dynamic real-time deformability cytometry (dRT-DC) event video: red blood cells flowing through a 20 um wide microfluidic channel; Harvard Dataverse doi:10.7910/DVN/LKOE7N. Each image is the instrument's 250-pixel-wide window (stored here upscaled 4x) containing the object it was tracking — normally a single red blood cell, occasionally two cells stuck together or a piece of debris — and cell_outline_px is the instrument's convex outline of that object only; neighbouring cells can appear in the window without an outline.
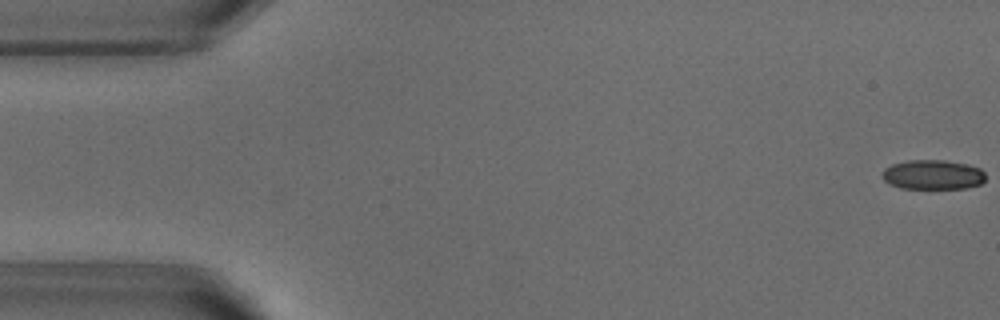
{"species": "common noctule bat (a hibernating species)", "species_latin": "Nyctalus noctula", "temperature_condition": "warm", "stored_images_in_passage": 14, "camera_frame_rate_fps": 3000, "um_per_image_px": 0.085, "animal": {"sex": "male", "body_mass_g": 18.8}, "frame": {"image": 1, "passage_image": 1, "time_ms": 0.0, "image_size_px": [1000, 320], "cell_outline_px": [[984, 180], [980, 184], [968, 188], [900, 188], [888, 184], [884, 180], [884, 168], [892, 164], [908, 160], [944, 160], [968, 164], [980, 168], [984, 172]], "centroid_in_image_um": [79.3, 14.84], "position_along_channel_um": 5.7, "area_um2": 17.8}}
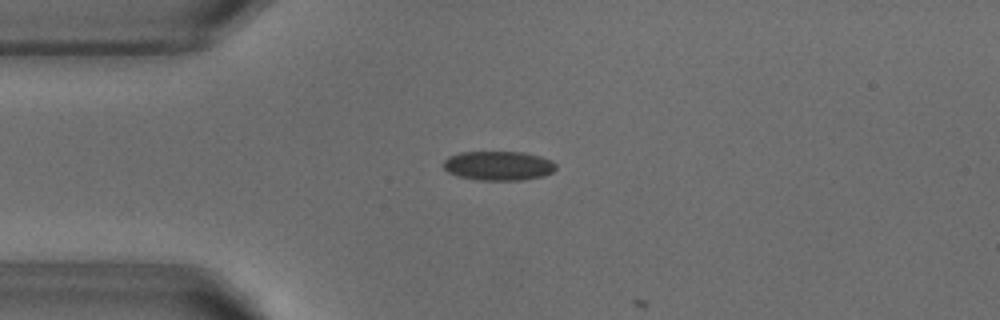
{"frame": {"image": 2, "passage_image": 13, "time_ms": 4.0, "image_size_px": [1000, 320], "cell_outline_px": [[556, 168], [552, 172], [544, 176], [520, 180], [480, 180], [456, 176], [448, 172], [444, 168], [444, 160], [448, 156], [460, 152], [524, 152], [540, 156], [556, 164]], "centroid_in_image_um": [42.34, 14.09], "position_along_channel_um": 42.7, "area_um2": 19.19}}